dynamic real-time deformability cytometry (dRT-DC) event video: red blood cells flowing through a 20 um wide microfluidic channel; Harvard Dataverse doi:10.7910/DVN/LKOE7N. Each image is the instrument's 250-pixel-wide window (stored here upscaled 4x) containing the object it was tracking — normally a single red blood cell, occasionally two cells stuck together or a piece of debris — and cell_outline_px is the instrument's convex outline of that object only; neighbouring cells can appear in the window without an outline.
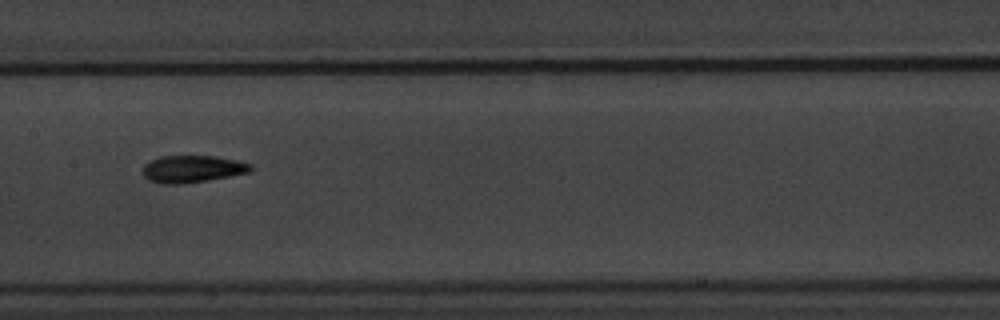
{"species": "common noctule bat (a hibernating species)", "species_latin": "Nyctalus noctula", "temperature_condition": "warm", "stored_images_in_passage": 7, "camera_frame_rate_fps": 3000, "um_per_image_px": 0.085, "animal": {"sex": "male", "body_mass_g": 20.1, "forearm_length_mm": 53.5}, "frame": {"image": 1, "passage_image": 6, "time_ms": 6.0, "image_size_px": [1000, 320], "cell_outline_px": [[252, 172], [208, 180], [180, 184], [160, 184], [148, 180], [144, 176], [144, 164], [160, 156], [216, 156], [252, 164]], "centroid_in_image_um": [16.36, 14.37], "position_along_channel_um": 191.0, "area_um2": 17.05}}